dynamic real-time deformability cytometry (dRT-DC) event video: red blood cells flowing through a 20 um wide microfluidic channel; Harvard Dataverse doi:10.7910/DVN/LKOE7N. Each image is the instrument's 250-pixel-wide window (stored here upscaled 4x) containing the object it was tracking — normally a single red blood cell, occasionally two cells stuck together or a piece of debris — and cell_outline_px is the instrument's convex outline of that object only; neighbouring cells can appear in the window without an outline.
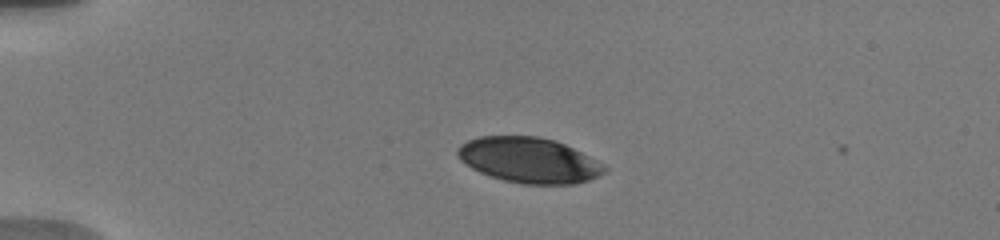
{"species": "human", "species_latin": "Homo sapiens", "temperature_condition": "warm", "stored_images_in_passage": 34, "camera_frame_rate_fps": 3000, "um_per_image_px": 0.085, "donor": {"sex": "male"}, "frame": {"image": 1, "passage_image": 1, "time_ms": 0.0, "image_size_px": [1000, 240], "cell_outline_px": [[608, 168], [604, 172], [588, 180], [576, 184], [520, 184], [504, 180], [480, 172], [472, 168], [460, 160], [456, 152], [456, 148], [460, 144], [468, 140], [480, 136], [540, 136], [556, 140], [588, 156]], "centroid_in_image_um": [44.92, 13.61], "position_along_channel_um": 40.1, "area_um2": 38.67}}
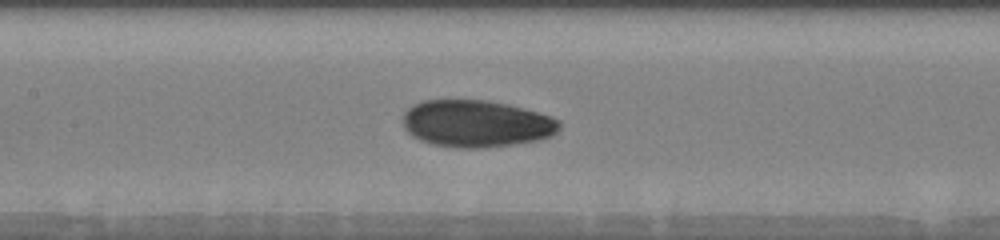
{"frame": {"image": 2, "passage_image": 17, "time_ms": 4.667, "image_size_px": [1000, 240], "cell_outline_px": [[560, 128], [552, 136], [540, 140], [488, 148], [456, 148], [432, 144], [420, 140], [412, 136], [404, 128], [404, 112], [412, 104], [424, 100], [488, 100], [508, 104], [524, 108], [552, 116], [560, 120]], "centroid_in_image_um": [40.51, 10.51], "position_along_channel_um": 166.9, "area_um2": 43.35}}
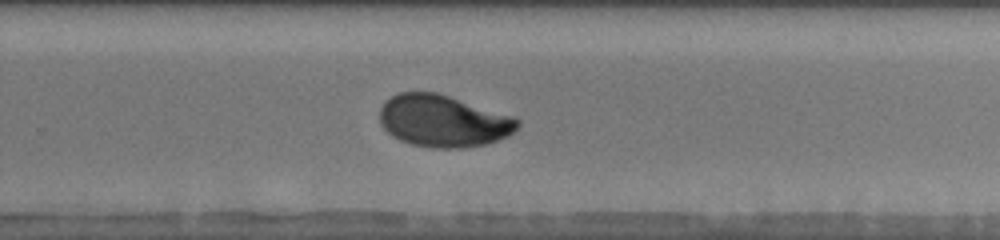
{"frame": {"image": 3, "passage_image": 28, "time_ms": 8.0, "image_size_px": [1000, 240], "cell_outline_px": [[520, 124], [508, 136], [484, 144], [460, 148], [432, 148], [412, 144], [400, 140], [392, 136], [380, 124], [380, 108], [384, 100], [400, 92], [436, 92], [516, 116], [520, 120]], "centroid_in_image_um": [37.67, 10.27], "position_along_channel_um": 292.1, "area_um2": 41.91}}